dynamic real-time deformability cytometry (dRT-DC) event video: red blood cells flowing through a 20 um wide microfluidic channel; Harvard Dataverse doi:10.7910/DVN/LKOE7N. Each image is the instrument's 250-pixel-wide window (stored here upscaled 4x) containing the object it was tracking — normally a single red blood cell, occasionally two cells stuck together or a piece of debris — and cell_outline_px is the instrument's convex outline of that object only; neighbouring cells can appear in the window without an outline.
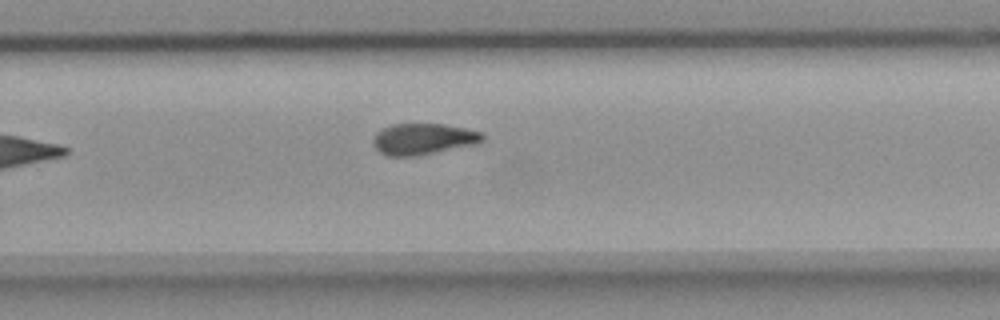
{"species": "common noctule bat (a hibernating species)", "species_latin": "Nyctalus noctula", "temperature_condition": "room temperature", "stored_images_in_passage": 8, "camera_frame_rate_fps": 3000, "um_per_image_px": 0.085, "animal": {"sex": "female", "body_mass_g": 18.4}, "frame": {"image": 1, "passage_image": 8, "time_ms": 9.0, "image_size_px": [1000, 320], "cell_outline_px": [[484, 140], [476, 144], [416, 156], [388, 156], [380, 152], [372, 144], [372, 140], [376, 132], [392, 124], [444, 124], [484, 132]], "centroid_in_image_um": [35.98, 11.81], "position_along_channel_um": 293.8, "area_um2": 19.94}}